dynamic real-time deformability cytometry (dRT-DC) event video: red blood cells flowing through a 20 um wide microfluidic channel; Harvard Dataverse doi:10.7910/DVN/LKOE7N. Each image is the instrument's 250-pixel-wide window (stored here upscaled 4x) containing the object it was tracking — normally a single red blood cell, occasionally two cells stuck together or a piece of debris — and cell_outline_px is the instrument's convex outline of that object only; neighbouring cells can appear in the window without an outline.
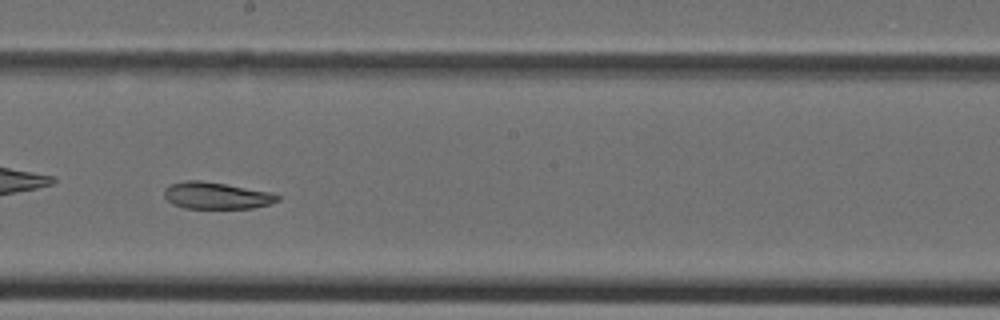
{"species": "Egyptian fruit bat (a non-hibernating species)", "species_latin": "Rousettus aegyptiacus", "temperature_condition": "cold", "stored_images_in_passage": 40, "camera_frame_rate_fps": 3000, "um_per_image_px": 0.085, "animal": {"sex": "female"}, "frame": {"image": 1, "passage_image": 23, "time_ms": 7.333, "image_size_px": [1000, 320], "cell_outline_px": [[280, 200], [268, 204], [252, 208], [184, 208], [172, 204], [164, 196], [164, 188], [172, 184], [184, 180], [200, 180], [224, 184], [268, 192], [280, 196]], "centroid_in_image_um": [18.34, 16.63], "position_along_channel_um": 229.9, "area_um2": 17.46}}
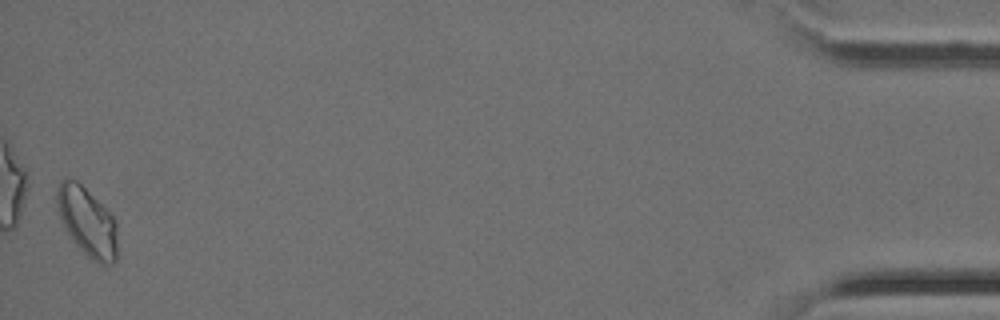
{"frame": {"image": 2, "passage_image": 40, "time_ms": 13.0, "image_size_px": [1000, 320], "cell_outline_px": [[116, 260], [112, 264], [104, 268], [92, 260], [76, 244], [60, 220], [56, 200], [56, 192], [60, 180], [76, 180], [116, 220]], "centroid_in_image_um": [7.41, 18.91], "position_along_channel_um": 427.8, "area_um2": 23.87}}